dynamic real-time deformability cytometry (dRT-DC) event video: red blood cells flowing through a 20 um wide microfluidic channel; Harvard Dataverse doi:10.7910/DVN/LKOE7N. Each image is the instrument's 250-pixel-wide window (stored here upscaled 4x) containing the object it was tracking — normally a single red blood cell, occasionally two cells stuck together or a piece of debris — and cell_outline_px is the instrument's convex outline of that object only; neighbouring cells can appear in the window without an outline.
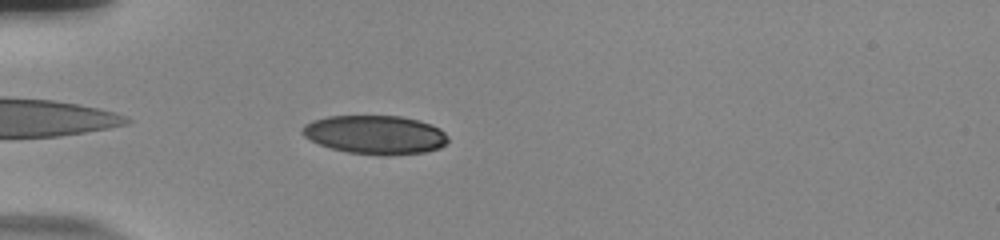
{"species": "human", "species_latin": "Homo sapiens", "temperature_condition": "room temperature", "stored_images_in_passage": 41, "camera_frame_rate_fps": 3000, "um_per_image_px": 0.085, "donor": {"sex": "male"}, "frame": {"image": 1, "passage_image": 3, "time_ms": 0.667, "image_size_px": [1000, 240], "cell_outline_px": [[448, 140], [440, 148], [424, 152], [388, 156], [348, 152], [332, 148], [320, 144], [304, 136], [300, 132], [300, 128], [304, 124], [312, 120], [328, 116], [400, 116], [420, 120], [440, 128], [448, 136]], "centroid_in_image_um": [31.89, 11.44], "position_along_channel_um": 53.1, "area_um2": 33.0}}
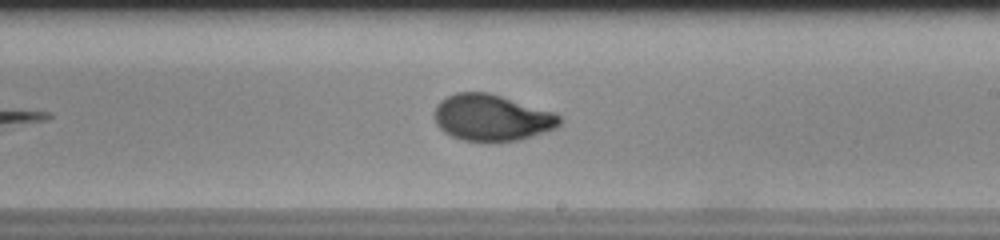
{"frame": {"image": 2, "passage_image": 20, "time_ms": 6.333, "image_size_px": [1000, 240], "cell_outline_px": [[560, 124], [544, 132], [516, 140], [464, 140], [452, 136], [444, 132], [436, 124], [436, 104], [440, 100], [456, 92], [488, 92], [552, 112], [560, 116]], "centroid_in_image_um": [41.75, 9.98], "position_along_channel_um": 247.2, "area_um2": 32.95}}
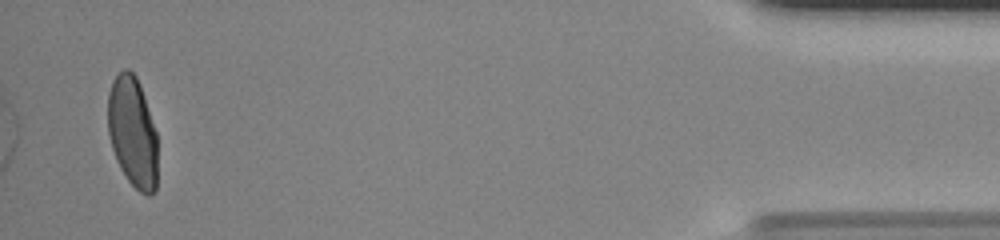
{"frame": {"image": 3, "passage_image": 40, "time_ms": 13.0, "image_size_px": [1000, 240], "cell_outline_px": [[156, 192], [152, 196], [148, 196], [140, 192], [128, 180], [120, 168], [116, 160], [112, 148], [108, 132], [108, 92], [112, 80], [124, 68], [128, 68], [136, 76], [140, 84], [156, 132]], "centroid_in_image_um": [11.26, 11.23], "position_along_channel_um": 423.9, "area_um2": 32.08}, "authors_computed_cell_mechanics": {"area_um2": 33.3506, "velocity_mm_per_s": 3.7241, "shape_relaxation_time_tau1_ms": 8.517, "shape_relaxation_time_tau2_ms": null, "deformation_change_tau1": 0.249, "deformation_change_tau2": null}}